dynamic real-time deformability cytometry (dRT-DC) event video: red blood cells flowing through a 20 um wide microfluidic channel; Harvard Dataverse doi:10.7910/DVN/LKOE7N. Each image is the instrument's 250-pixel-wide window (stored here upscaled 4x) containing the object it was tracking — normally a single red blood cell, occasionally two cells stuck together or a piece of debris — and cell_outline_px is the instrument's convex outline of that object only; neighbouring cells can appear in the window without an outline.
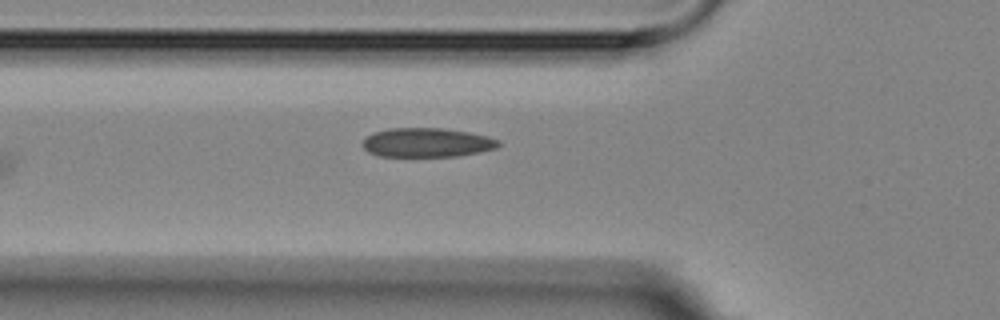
{"species": "Egyptian fruit bat (a non-hibernating species)", "species_latin": "Rousettus aegyptiacus", "temperature_condition": "room temperature", "stored_images_in_passage": 9, "camera_frame_rate_fps": 3000, "um_per_image_px": 0.085, "animal": {"sex": "female"}, "frame": {"image": 1, "passage_image": 9, "time_ms": 9.0, "image_size_px": [1000, 320], "cell_outline_px": [[500, 144], [496, 148], [480, 152], [460, 156], [380, 156], [368, 152], [360, 144], [372, 132], [388, 128], [444, 128], [468, 132], [488, 136], [500, 140]], "centroid_in_image_um": [36.29, 12.11], "position_along_channel_um": 89.5, "area_um2": 23.24}}